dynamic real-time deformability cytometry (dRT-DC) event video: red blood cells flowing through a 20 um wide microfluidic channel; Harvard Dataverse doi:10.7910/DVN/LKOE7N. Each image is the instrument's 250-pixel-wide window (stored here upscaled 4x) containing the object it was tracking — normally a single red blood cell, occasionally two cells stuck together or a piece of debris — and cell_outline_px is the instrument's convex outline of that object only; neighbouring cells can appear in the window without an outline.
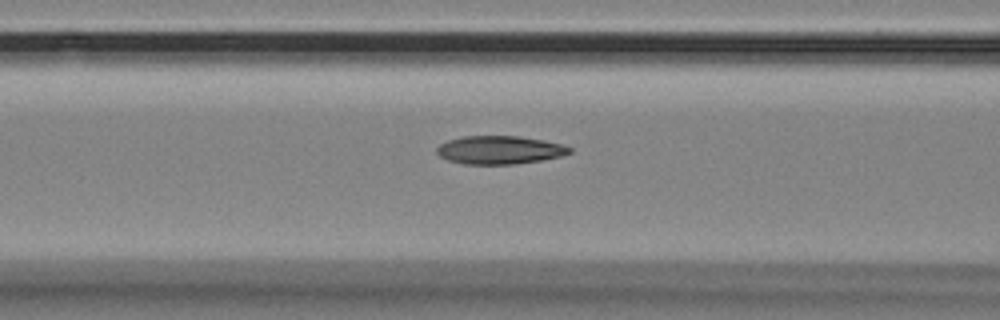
{"species": "Egyptian fruit bat (a non-hibernating species)", "species_latin": "Rousettus aegyptiacus", "temperature_condition": "room temperature", "stored_images_in_passage": 44, "camera_frame_rate_fps": 3000, "um_per_image_px": 0.085, "animal": {"sex": "female"}, "frame": {"image": 1, "passage_image": 10, "time_ms": 3.0, "image_size_px": [1000, 320], "cell_outline_px": [[572, 152], [560, 156], [540, 160], [512, 164], [464, 164], [448, 160], [440, 156], [436, 152], [436, 148], [440, 144], [448, 140], [464, 136], [520, 136], [544, 140], [560, 144], [572, 148]], "centroid_in_image_um": [42.44, 12.74], "position_along_channel_um": 124.2, "area_um2": 21.73}}
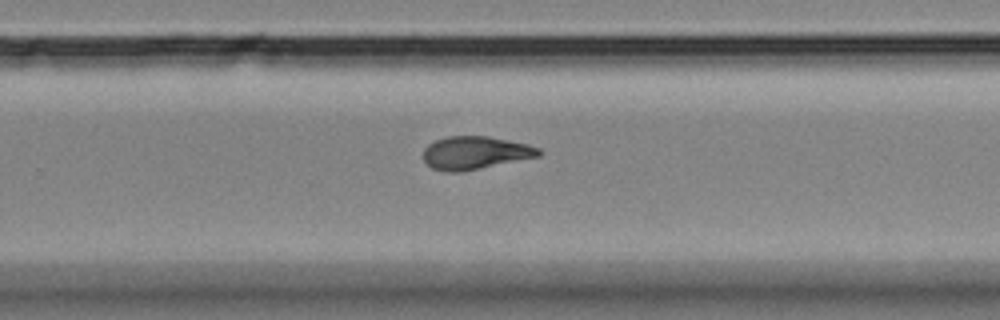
{"frame": {"image": 2, "passage_image": 24, "time_ms": 7.667, "image_size_px": [1000, 320], "cell_outline_px": [[540, 156], [456, 172], [448, 172], [432, 168], [424, 160], [424, 148], [428, 144], [436, 140], [448, 136], [488, 136], [528, 144], [540, 148]], "centroid_in_image_um": [40.38, 12.97], "position_along_channel_um": 289.4, "area_um2": 21.79}}
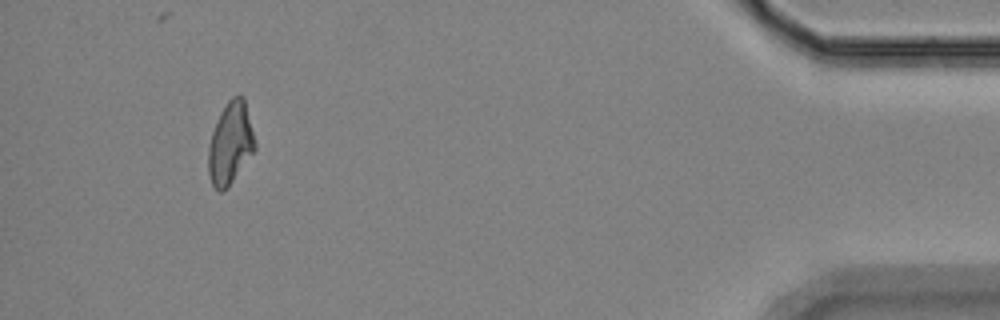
{"frame": {"image": 3, "passage_image": 40, "time_ms": 13.0, "image_size_px": [1000, 320], "cell_outline_px": [[256, 148], [232, 180], [220, 192], [212, 184], [208, 172], [208, 148], [212, 132], [216, 120], [220, 112], [228, 100], [232, 96], [244, 96], [256, 144]], "centroid_in_image_um": [19.57, 12.12], "position_along_channel_um": 415.6, "area_um2": 21.85}, "authors_computed_cell_mechanics": {"area_um2": 22.0796, "velocity_mm_per_s": 3.547, "shape_relaxation_time_tau1_ms": null, "shape_relaxation_time_tau2_ms": 4.4287, "deformation_change_tau1": null, "deformation_change_tau2": 0.1219}}